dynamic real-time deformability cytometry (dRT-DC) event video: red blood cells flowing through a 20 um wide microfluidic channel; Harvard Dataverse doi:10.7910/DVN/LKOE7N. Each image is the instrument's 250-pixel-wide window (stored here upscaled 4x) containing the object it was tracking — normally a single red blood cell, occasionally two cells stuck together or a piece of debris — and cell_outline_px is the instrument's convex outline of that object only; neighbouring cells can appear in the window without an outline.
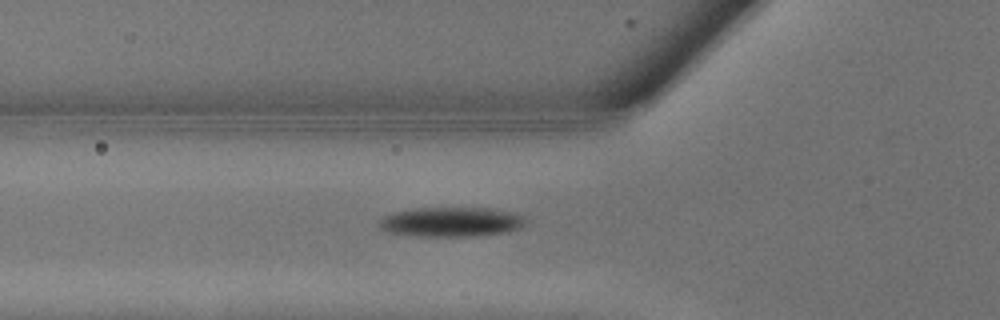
{"species": "common noctule bat (a hibernating species)", "species_latin": "Nyctalus noctula", "temperature_condition": "warm", "stored_images_in_passage": 7, "camera_frame_rate_fps": 3000, "um_per_image_px": 0.085, "animal": {"sex": "male", "body_mass_g": 13.3}, "frame": {"image": 1, "passage_image": 2, "time_ms": 0.333, "image_size_px": [1000, 320], "cell_outline_px": [[528, 220], [520, 228], [508, 232], [476, 236], [420, 236], [388, 232], [380, 228], [376, 224], [384, 216], [392, 212], [416, 208], [492, 208], [516, 212], [524, 216]], "centroid_in_image_um": [38.39, 18.85], "position_along_channel_um": 87.4, "area_um2": 25.61}}
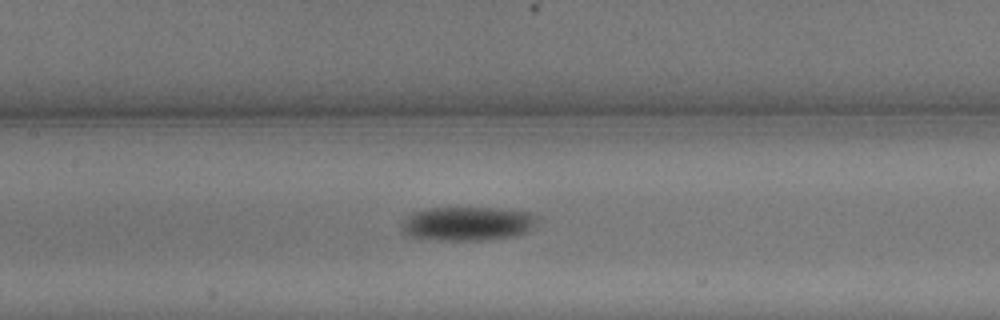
{"frame": {"image": 2, "passage_image": 5, "time_ms": 1.333, "image_size_px": [1000, 320], "cell_outline_px": [[540, 216], [536, 224], [524, 232], [516, 236], [480, 240], [440, 240], [404, 236], [400, 232], [400, 224], [412, 212], [428, 208], [500, 208], [528, 212]], "centroid_in_image_um": [39.69, 19.01], "position_along_channel_um": 167.7, "area_um2": 27.17}}
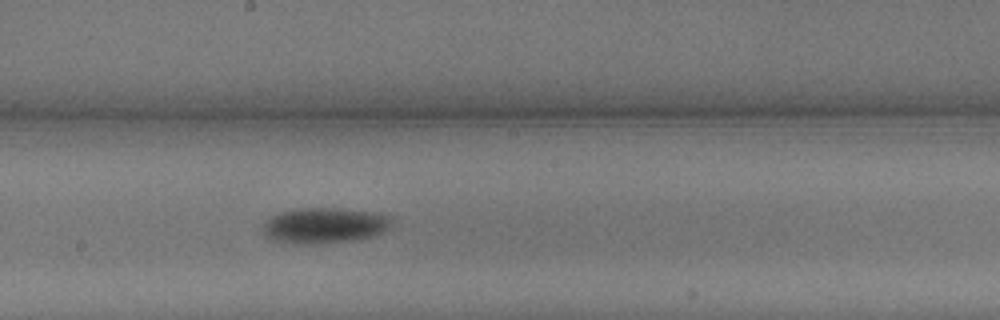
{"frame": {"image": 3, "passage_image": 7, "time_ms": 2.0, "image_size_px": [1000, 320], "cell_outline_px": [[396, 220], [392, 228], [376, 236], [360, 240], [320, 244], [304, 244], [272, 240], [260, 228], [260, 224], [264, 220], [280, 212], [296, 208], [348, 208], [380, 212], [392, 216]], "centroid_in_image_um": [27.7, 19.15], "position_along_channel_um": 220.5, "area_um2": 27.98}}